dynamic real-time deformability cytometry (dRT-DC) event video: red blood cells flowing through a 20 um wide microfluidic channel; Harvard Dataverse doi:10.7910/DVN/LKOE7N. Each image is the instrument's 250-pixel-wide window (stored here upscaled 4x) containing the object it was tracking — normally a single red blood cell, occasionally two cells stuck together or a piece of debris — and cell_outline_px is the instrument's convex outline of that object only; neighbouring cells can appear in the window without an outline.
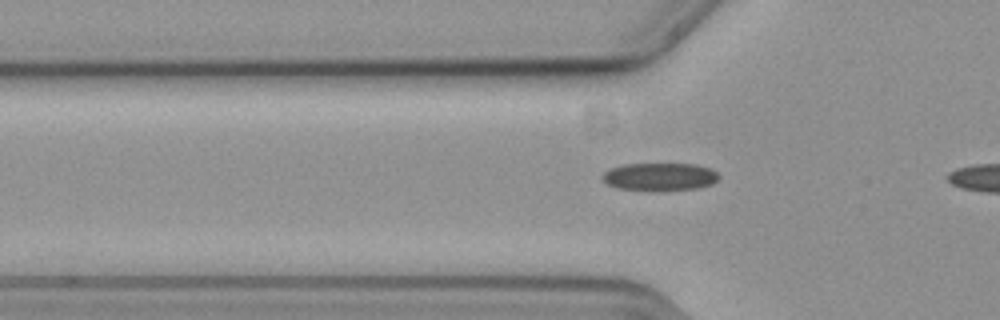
{"species": "common noctule bat (a hibernating species)", "species_latin": "Nyctalus noctula", "temperature_condition": "cold", "stored_images_in_passage": 5, "camera_frame_rate_fps": 3000, "um_per_image_px": 0.085, "animal": {"sex": "female", "body_mass_g": 19.3, "forearm_length_mm": 54.1}, "frame": {"image": 1, "passage_image": 2, "time_ms": 0.333, "image_size_px": [1000, 320], "cell_outline_px": [[720, 176], [712, 184], [696, 188], [660, 192], [652, 192], [616, 188], [608, 184], [600, 176], [604, 172], [612, 168], [624, 164], [696, 164], [712, 168]], "centroid_in_image_um": [56.08, 15.04], "position_along_channel_um": 69.7, "area_um2": 19.31}}